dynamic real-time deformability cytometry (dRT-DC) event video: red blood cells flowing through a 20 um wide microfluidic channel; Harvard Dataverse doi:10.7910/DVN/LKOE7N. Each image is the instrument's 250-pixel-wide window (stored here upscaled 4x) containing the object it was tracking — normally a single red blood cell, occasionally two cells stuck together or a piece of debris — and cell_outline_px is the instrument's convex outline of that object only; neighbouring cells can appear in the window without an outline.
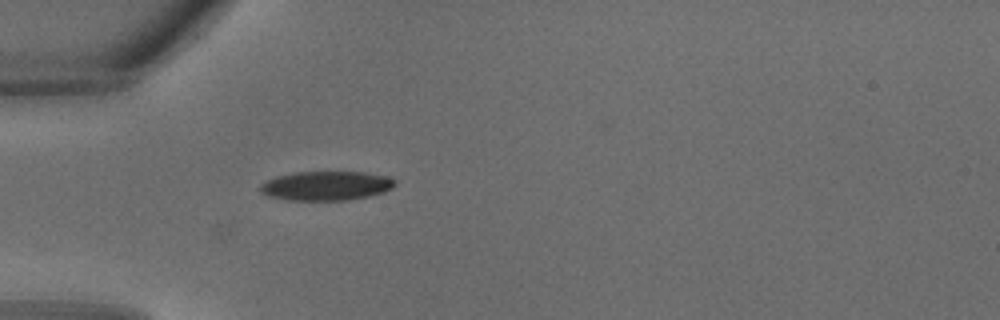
{"species": "common noctule bat (a hibernating species)", "species_latin": "Nyctalus noctula", "temperature_condition": "warm", "stored_images_in_passage": 24, "camera_frame_rate_fps": 3000, "um_per_image_px": 0.085, "animal": {"sex": "male", "body_mass_g": 18.8}, "frame": {"image": 1, "passage_image": 1, "time_ms": 0.0, "image_size_px": [1000, 320], "cell_outline_px": [[396, 184], [392, 188], [384, 192], [368, 196], [348, 200], [288, 200], [268, 196], [260, 192], [260, 184], [276, 176], [292, 172], [364, 172], [388, 176], [396, 180]], "centroid_in_image_um": [27.73, 15.79], "position_along_channel_um": 57.3, "area_um2": 23.06}}
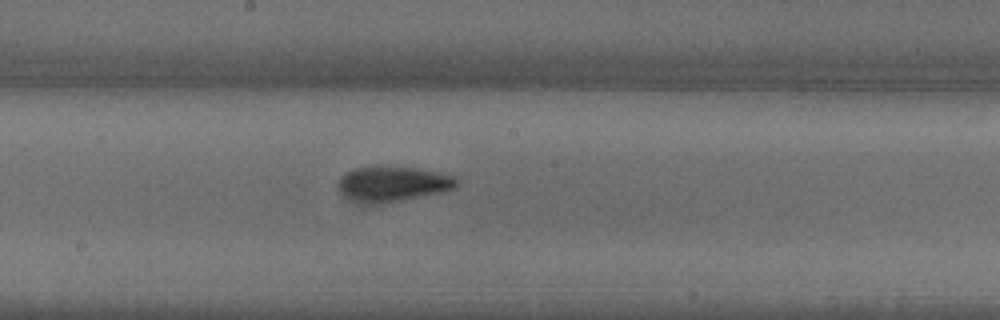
{"frame": {"image": 2, "passage_image": 9, "time_ms": 2.667, "image_size_px": [1000, 320], "cell_outline_px": [[460, 184], [456, 188], [440, 192], [360, 208], [348, 200], [336, 188], [336, 184], [340, 176], [344, 172], [356, 168], [376, 164], [380, 164], [416, 168], [440, 172], [456, 176], [460, 180]], "centroid_in_image_um": [33.28, 15.64], "position_along_channel_um": 214.9, "area_um2": 25.84}}
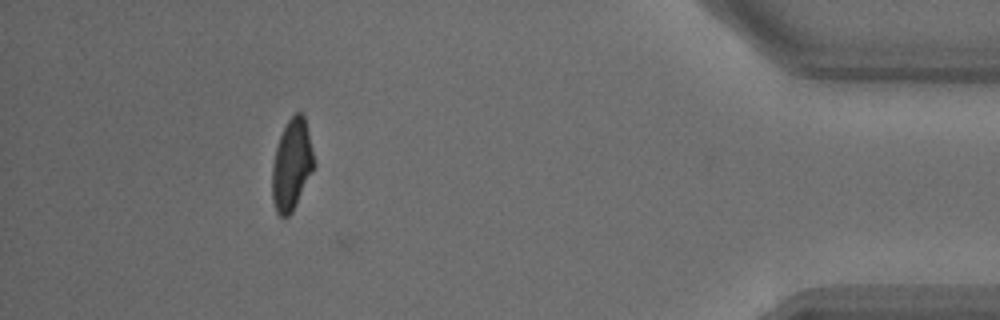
{"frame": {"image": 3, "passage_image": 21, "time_ms": 6.667, "image_size_px": [1000, 320], "cell_outline_px": [[316, 164], [292, 212], [288, 216], [280, 216], [276, 212], [272, 200], [272, 164], [276, 148], [280, 136], [288, 120], [296, 112], [300, 112], [304, 116]], "centroid_in_image_um": [24.79, 14.02], "position_along_channel_um": 410.4, "area_um2": 22.02}}